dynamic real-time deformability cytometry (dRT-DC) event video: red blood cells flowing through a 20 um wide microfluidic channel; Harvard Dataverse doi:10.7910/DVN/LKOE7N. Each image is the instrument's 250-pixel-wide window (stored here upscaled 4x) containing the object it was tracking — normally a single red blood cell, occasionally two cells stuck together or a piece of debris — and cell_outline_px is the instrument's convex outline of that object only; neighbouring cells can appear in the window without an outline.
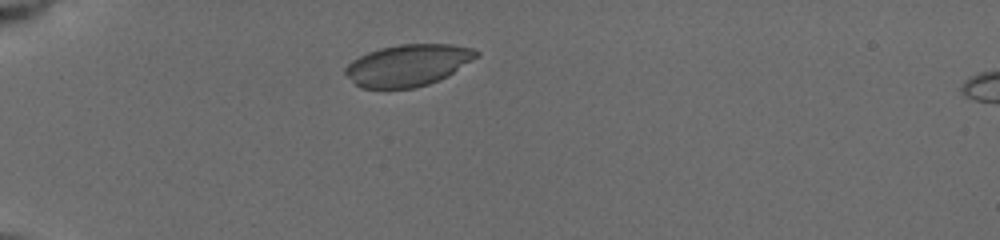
{"species": "common noctule bat (a hibernating species)", "species_latin": "Nyctalus noctula", "temperature_condition": "cold", "stored_images_in_passage": 6, "camera_frame_rate_fps": 3000, "um_per_image_px": 0.085, "animal": {"sex": "female", "body_mass_g": 19.5, "forearm_length_mm": 54.1}, "frame": {"image": 1, "passage_image": 1, "time_ms": 0.0, "image_size_px": [1000, 240], "cell_outline_px": [[480, 56], [448, 76], [440, 80], [416, 88], [360, 88], [344, 72], [344, 68], [352, 60], [368, 52], [380, 48], [400, 44], [448, 44], [472, 48], [480, 52]], "centroid_in_image_um": [34.71, 5.54], "position_along_channel_um": 50.3, "area_um2": 31.91}}